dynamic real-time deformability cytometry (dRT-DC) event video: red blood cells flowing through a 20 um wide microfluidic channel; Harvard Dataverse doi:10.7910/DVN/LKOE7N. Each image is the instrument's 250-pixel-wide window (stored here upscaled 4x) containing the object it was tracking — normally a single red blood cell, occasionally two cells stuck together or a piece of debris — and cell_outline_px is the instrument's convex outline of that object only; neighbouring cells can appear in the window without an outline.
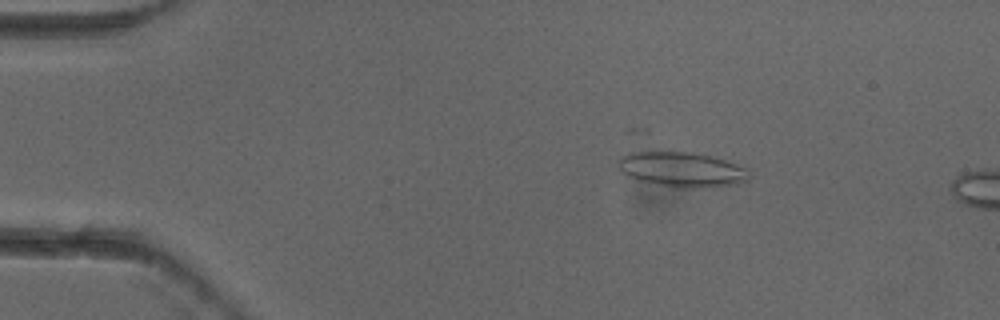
{"species": "common noctule bat (a hibernating species)", "species_latin": "Nyctalus noctula", "temperature_condition": "cold", "stored_images_in_passage": 3, "camera_frame_rate_fps": 3000, "um_per_image_px": 0.085, "animal": {"sex": "female"}, "frame": {"image": 1, "passage_image": 2, "time_ms": 0.333, "image_size_px": [1000, 320], "cell_outline_px": [[752, 176], [748, 180], [736, 184], [712, 188], [676, 188], [636, 180], [628, 176], [620, 168], [620, 156], [628, 128], [648, 128], [748, 168]], "centroid_in_image_um": [57.44, 13.82], "position_along_channel_um": 27.6, "area_um2": 36.88}}